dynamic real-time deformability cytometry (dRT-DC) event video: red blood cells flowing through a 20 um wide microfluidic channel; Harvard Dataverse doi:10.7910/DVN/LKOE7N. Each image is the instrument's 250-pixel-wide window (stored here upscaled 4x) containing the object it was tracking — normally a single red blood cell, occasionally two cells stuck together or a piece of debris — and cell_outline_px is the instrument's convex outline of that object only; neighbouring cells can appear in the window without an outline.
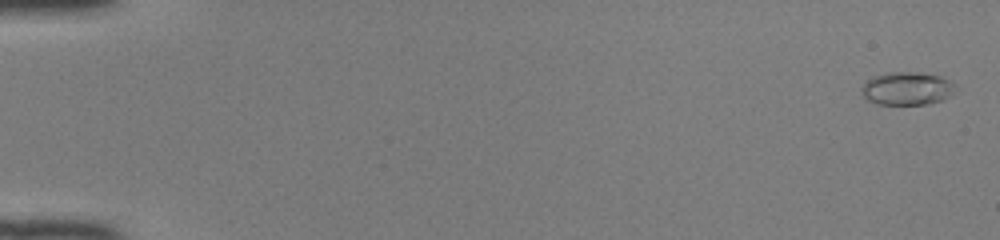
{"species": "common noctule bat (a hibernating species)", "species_latin": "Nyctalus noctula", "temperature_condition": "room temperature", "stored_images_in_passage": 50, "camera_frame_rate_fps": 3000, "um_per_image_px": 0.085, "animal": {"sex": "female", "body_mass_g": 22.0, "forearm_length_mm": 56.7}, "frame": {"image": 1, "passage_image": 2, "time_ms": 0.333, "image_size_px": [1000, 240], "cell_outline_px": [[956, 84], [948, 96], [944, 100], [928, 104], [876, 104], [868, 100], [864, 96], [860, 88], [872, 76], [892, 72], [916, 72], [940, 76], [952, 80]], "centroid_in_image_um": [77.1, 7.52], "position_along_channel_um": 7.9, "area_um2": 18.03}}
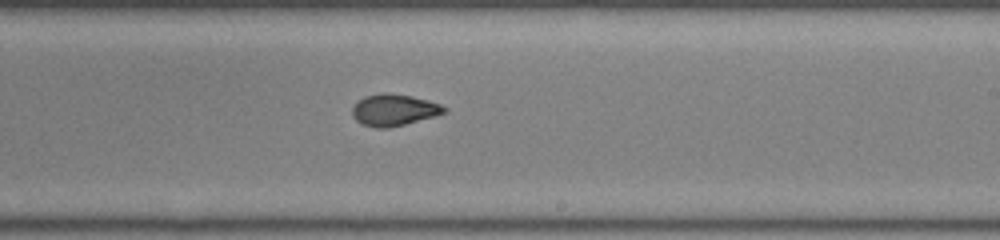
{"frame": {"image": 2, "passage_image": 32, "time_ms": 10.333, "image_size_px": [1000, 240], "cell_outline_px": [[448, 112], [436, 116], [388, 128], [376, 128], [364, 124], [356, 120], [352, 116], [352, 108], [364, 96], [384, 92], [388, 92], [412, 96], [428, 100], [440, 104], [448, 108]], "centroid_in_image_um": [33.52, 9.34], "position_along_channel_um": 255.5, "area_um2": 16.99}}
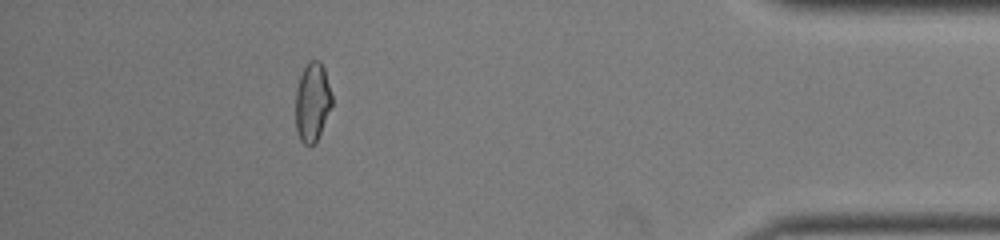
{"frame": {"image": 3, "passage_image": 46, "time_ms": 15.0, "image_size_px": [1000, 240], "cell_outline_px": [[332, 104], [320, 132], [316, 140], [312, 144], [304, 144], [300, 140], [296, 128], [296, 88], [300, 76], [308, 60], [320, 60], [324, 68], [332, 96]], "centroid_in_image_um": [26.54, 8.63], "position_along_channel_um": 408.7, "area_um2": 16.47}, "authors_computed_cell_mechanics": {"area_um2": 16.9643, "velocity_mm_per_s": 4.1699, "shape_relaxation_time_tau1_ms": 6.2233, "shape_relaxation_time_tau2_ms": 0.9851, "deformation_change_tau1": 0.2198, "deformation_change_tau2": 0.064}}